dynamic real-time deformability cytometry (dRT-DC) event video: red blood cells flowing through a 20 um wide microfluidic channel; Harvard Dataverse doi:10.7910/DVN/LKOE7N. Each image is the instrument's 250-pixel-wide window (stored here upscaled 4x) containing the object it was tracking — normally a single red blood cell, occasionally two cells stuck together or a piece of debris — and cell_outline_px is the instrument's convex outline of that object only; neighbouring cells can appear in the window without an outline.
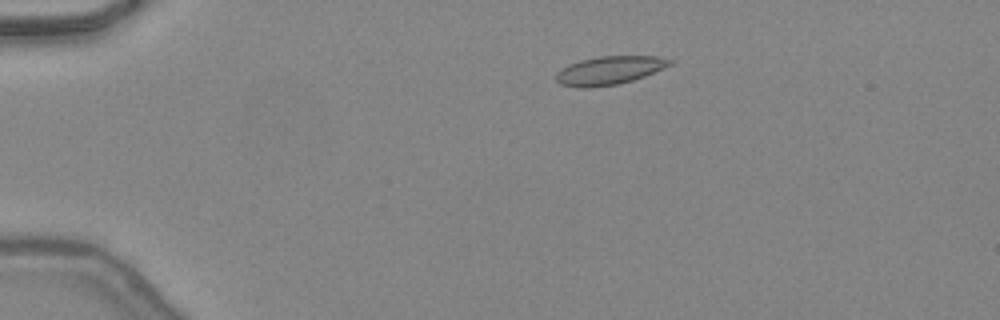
{"species": "common noctule bat (a hibernating species)", "species_latin": "Nyctalus noctula", "temperature_condition": "warm", "stored_images_in_passage": 46, "camera_frame_rate_fps": 3000, "um_per_image_px": 0.085, "animal": {"sex": "female", "body_mass_g": 24.6, "forearm_length_mm": 56.2}, "frame": {"image": 1, "passage_image": 9, "time_ms": 2.667, "image_size_px": [1000, 320], "cell_outline_px": [[672, 64], [664, 68], [644, 76], [620, 84], [588, 88], [580, 88], [560, 84], [556, 80], [556, 72], [568, 64], [580, 60], [600, 56], [656, 56], [672, 60]], "centroid_in_image_um": [51.77, 5.99], "position_along_channel_um": 33.2, "area_um2": 18.84}}
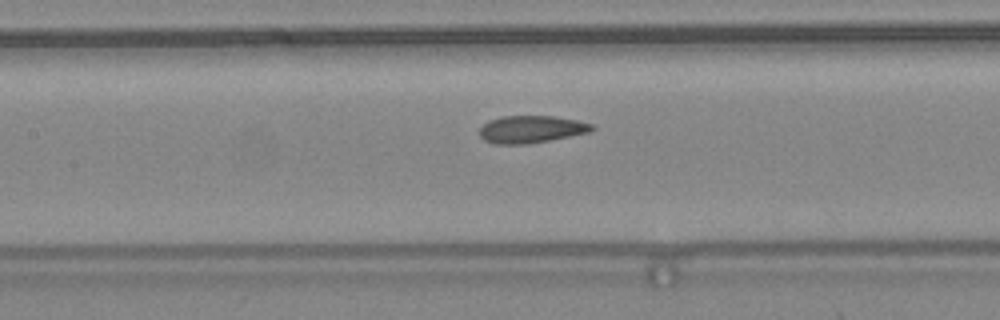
{"frame": {"image": 2, "passage_image": 22, "time_ms": 7.0, "image_size_px": [1000, 320], "cell_outline_px": [[596, 128], [592, 132], [528, 144], [496, 144], [484, 140], [480, 136], [480, 128], [484, 124], [492, 120], [504, 116], [552, 116], [576, 120], [592, 124]], "centroid_in_image_um": [45.19, 10.99], "position_along_channel_um": 162.2, "area_um2": 17.8}}
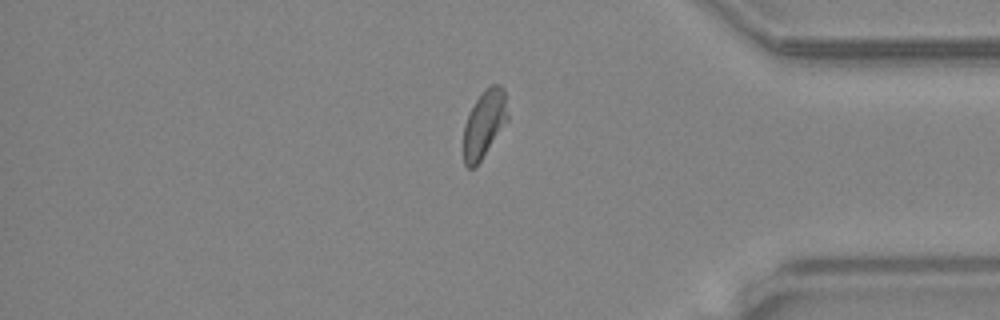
{"frame": {"image": 3, "passage_image": 39, "time_ms": 12.667, "image_size_px": [1000, 320], "cell_outline_px": [[508, 120], [476, 168], [468, 168], [464, 164], [464, 124], [476, 100], [492, 84], [500, 84], [504, 88], [508, 116]], "centroid_in_image_um": [41.17, 10.57], "position_along_channel_um": 394.0, "area_um2": 17.17}, "authors_computed_cell_mechanics": {"area_um2": 18.0914, "velocity_mm_per_s": 4.4472, "shape_relaxation_time_tau1_ms": 8.2646, "shape_relaxation_time_tau2_ms": 1.0389, "deformation_change_tau1": 0.1814, "deformation_change_tau2": 0.0584}}